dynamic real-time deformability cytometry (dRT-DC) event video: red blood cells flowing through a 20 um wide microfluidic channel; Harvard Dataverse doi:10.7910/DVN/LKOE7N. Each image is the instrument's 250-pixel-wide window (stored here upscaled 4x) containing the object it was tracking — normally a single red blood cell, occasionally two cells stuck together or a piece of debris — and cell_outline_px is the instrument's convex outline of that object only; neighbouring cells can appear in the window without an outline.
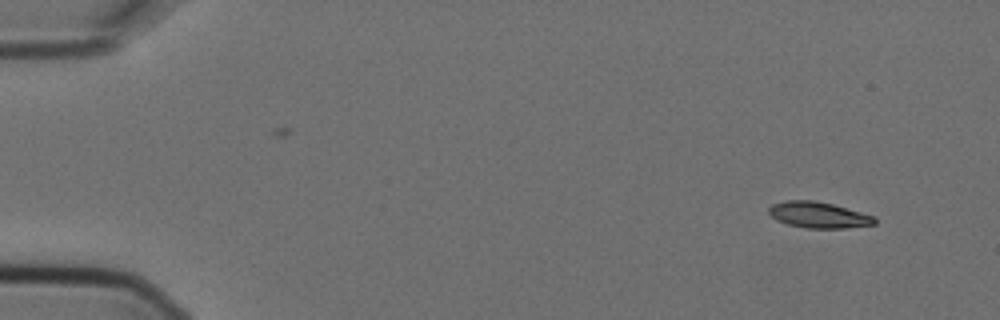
{"species": "Egyptian fruit bat (a non-hibernating species)", "species_latin": "Rousettus aegyptiacus", "temperature_condition": "cold", "stored_images_in_passage": 4, "camera_frame_rate_fps": 3000, "um_per_image_px": 0.085, "animal": {"sex": "female"}, "frame": {"image": 1, "passage_image": 1, "time_ms": 0.0, "image_size_px": [1000, 320], "cell_outline_px": [[876, 224], [844, 228], [808, 228], [788, 224], [776, 220], [768, 212], [768, 208], [772, 204], [784, 200], [812, 200], [832, 204], [876, 216]], "centroid_in_image_um": [69.58, 18.26], "position_along_channel_um": 15.4, "area_um2": 16.07}}
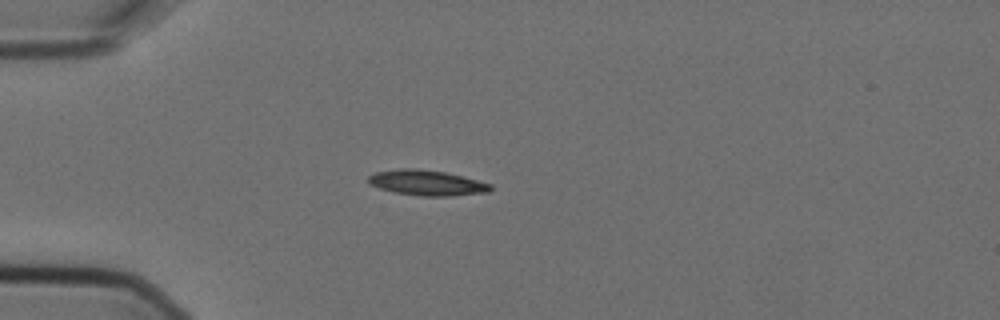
{"frame": {"image": 2, "passage_image": 4, "time_ms": 1.0, "image_size_px": [1000, 320], "cell_outline_px": [[492, 188], [488, 192], [448, 196], [420, 196], [396, 192], [380, 188], [368, 184], [368, 176], [376, 172], [400, 168], [412, 168], [444, 172], [492, 184]], "centroid_in_image_um": [36.25, 15.54], "position_along_channel_um": 48.7, "area_um2": 17.8}}